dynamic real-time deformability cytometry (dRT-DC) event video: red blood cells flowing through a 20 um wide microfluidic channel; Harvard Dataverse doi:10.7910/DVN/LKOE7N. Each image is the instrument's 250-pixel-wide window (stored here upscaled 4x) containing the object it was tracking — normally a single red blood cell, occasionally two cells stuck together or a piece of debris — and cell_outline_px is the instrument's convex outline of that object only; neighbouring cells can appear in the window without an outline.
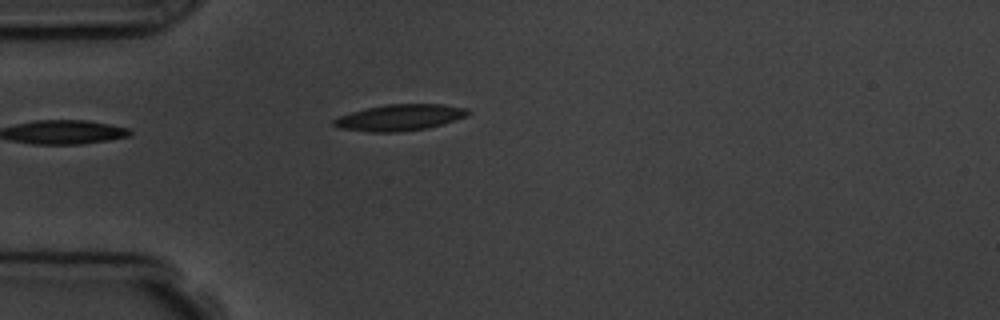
{"species": "common noctule bat (a hibernating species)", "species_latin": "Nyctalus noctula", "temperature_condition": "room temperature", "stored_images_in_passage": 2, "camera_frame_rate_fps": 3000, "um_per_image_px": 0.085, "animal": {"sex": "male", "body_mass_g": 19.5, "forearm_length_mm": 54.6}, "frame": {"image": 1, "passage_image": 1, "time_ms": 0.0, "image_size_px": [1000, 320], "cell_outline_px": [[472, 112], [464, 116], [428, 128], [396, 132], [372, 132], [340, 128], [332, 124], [332, 120], [340, 116], [352, 112], [368, 108], [388, 104], [440, 104], [468, 108]], "centroid_in_image_um": [33.97, 9.98], "position_along_channel_um": 51.0, "area_um2": 20.17}}